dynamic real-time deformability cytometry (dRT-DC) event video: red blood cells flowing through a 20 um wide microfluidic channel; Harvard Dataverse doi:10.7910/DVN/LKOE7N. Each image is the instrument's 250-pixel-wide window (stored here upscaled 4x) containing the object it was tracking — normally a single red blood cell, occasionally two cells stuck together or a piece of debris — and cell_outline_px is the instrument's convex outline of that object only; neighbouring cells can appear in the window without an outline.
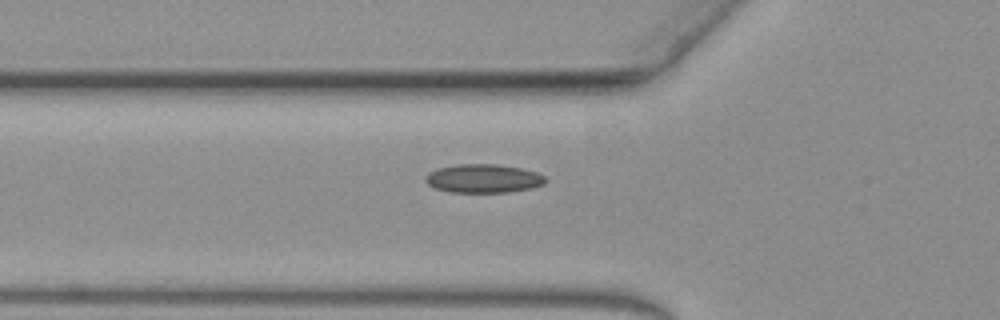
{"species": "common noctule bat (a hibernating species)", "species_latin": "Nyctalus noctula", "temperature_condition": "warm", "stored_images_in_passage": 42, "camera_frame_rate_fps": 3000, "um_per_image_px": 0.085, "animal": {"sex": "female", "body_mass_g": 19.3, "forearm_length_mm": 54.1}, "frame": {"image": 1, "passage_image": 2, "time_ms": 0.333, "image_size_px": [1000, 320], "cell_outline_px": [[548, 180], [544, 184], [532, 188], [508, 192], [452, 192], [436, 188], [428, 184], [424, 180], [424, 176], [428, 172], [440, 168], [456, 164], [496, 164], [520, 168], [536, 172], [544, 176]], "centroid_in_image_um": [41.09, 15.17], "position_along_channel_um": 84.7, "area_um2": 20.0}}
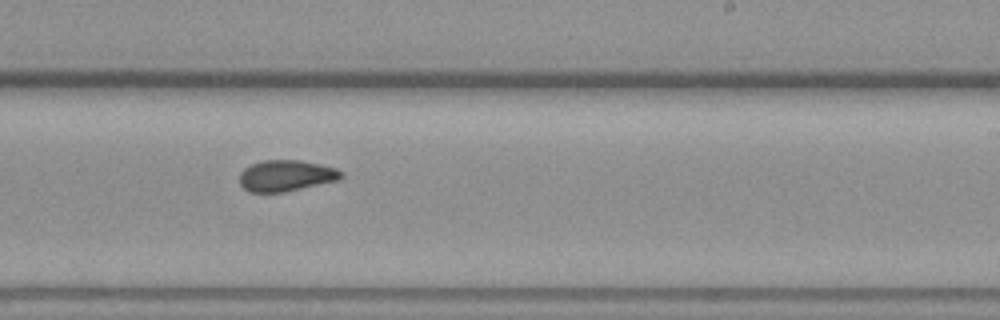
{"frame": {"image": 2, "passage_image": 18, "time_ms": 5.667, "image_size_px": [1000, 320], "cell_outline_px": [[344, 176], [340, 180], [284, 192], [248, 192], [240, 184], [240, 172], [244, 168], [252, 164], [264, 160], [300, 160], [320, 164], [336, 168], [344, 172]], "centroid_in_image_um": [24.35, 14.93], "position_along_channel_um": 264.7, "area_um2": 18.61}}
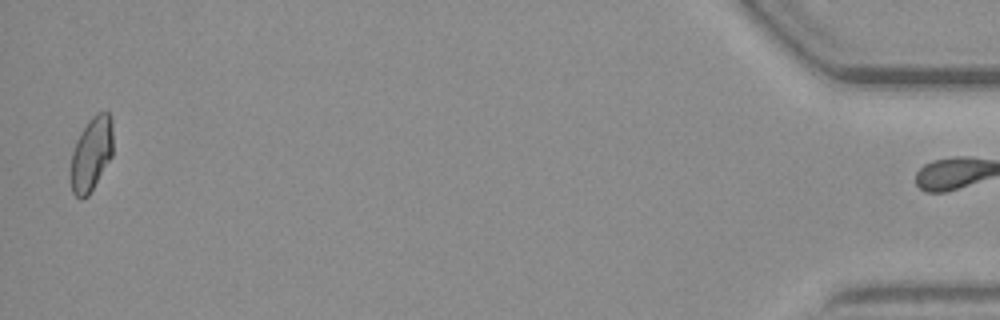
{"frame": {"image": 3, "passage_image": 41, "time_ms": 13.333, "image_size_px": [1000, 320], "cell_outline_px": [[112, 156], [88, 196], [80, 200], [72, 192], [68, 176], [72, 152], [76, 140], [80, 132], [88, 120], [96, 112], [108, 112], [112, 120]], "centroid_in_image_um": [7.72, 13.11], "position_along_channel_um": 427.5, "area_um2": 18.67}}